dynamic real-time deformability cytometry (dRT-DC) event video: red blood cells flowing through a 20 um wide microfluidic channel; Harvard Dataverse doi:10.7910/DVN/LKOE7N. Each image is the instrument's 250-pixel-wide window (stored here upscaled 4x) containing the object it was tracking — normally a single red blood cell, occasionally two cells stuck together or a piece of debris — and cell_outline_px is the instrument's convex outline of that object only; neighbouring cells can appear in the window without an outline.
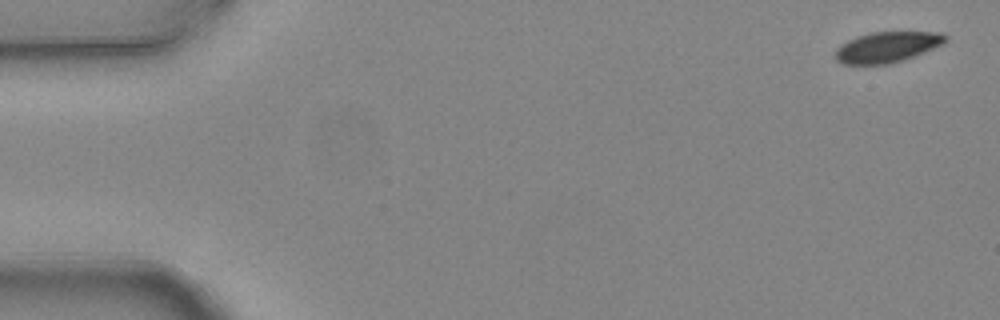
{"species": "common noctule bat (a hibernating species)", "species_latin": "Nyctalus noctula", "temperature_condition": "warm", "stored_images_in_passage": 2, "camera_frame_rate_fps": 3000, "um_per_image_px": 0.085, "animal": {"sex": "female", "body_mass_g": 24.6, "forearm_length_mm": 56.2}, "frame": {"image": 1, "passage_image": 1, "time_ms": 0.0, "image_size_px": [1000, 320], "cell_outline_px": [[948, 40], [932, 48], [904, 60], [888, 64], [844, 64], [836, 60], [832, 56], [836, 48], [840, 44], [856, 36], [872, 32], [940, 32], [948, 36]], "centroid_in_image_um": [75.34, 4.0], "position_along_channel_um": 9.7, "area_um2": 19.71}}